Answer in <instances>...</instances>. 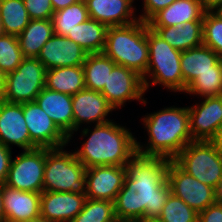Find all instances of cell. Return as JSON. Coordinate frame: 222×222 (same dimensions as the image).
<instances>
[{"instance_id": "cell-43", "label": "cell", "mask_w": 222, "mask_h": 222, "mask_svg": "<svg viewBox=\"0 0 222 222\" xmlns=\"http://www.w3.org/2000/svg\"><path fill=\"white\" fill-rule=\"evenodd\" d=\"M0 222H6L4 203L2 200V185L1 184H0Z\"/></svg>"}, {"instance_id": "cell-8", "label": "cell", "mask_w": 222, "mask_h": 222, "mask_svg": "<svg viewBox=\"0 0 222 222\" xmlns=\"http://www.w3.org/2000/svg\"><path fill=\"white\" fill-rule=\"evenodd\" d=\"M46 69L38 58L25 57L16 70L6 74L3 100L10 103L35 101L45 87Z\"/></svg>"}, {"instance_id": "cell-37", "label": "cell", "mask_w": 222, "mask_h": 222, "mask_svg": "<svg viewBox=\"0 0 222 222\" xmlns=\"http://www.w3.org/2000/svg\"><path fill=\"white\" fill-rule=\"evenodd\" d=\"M141 1L142 5L139 6L140 7L142 6L143 8H141L142 10L137 9V16L139 20L147 23L157 12L167 8L176 0H141Z\"/></svg>"}, {"instance_id": "cell-39", "label": "cell", "mask_w": 222, "mask_h": 222, "mask_svg": "<svg viewBox=\"0 0 222 222\" xmlns=\"http://www.w3.org/2000/svg\"><path fill=\"white\" fill-rule=\"evenodd\" d=\"M13 149H10L8 147H5L3 144L0 143V184H5L10 163L12 160L13 155ZM13 155V156H12Z\"/></svg>"}, {"instance_id": "cell-20", "label": "cell", "mask_w": 222, "mask_h": 222, "mask_svg": "<svg viewBox=\"0 0 222 222\" xmlns=\"http://www.w3.org/2000/svg\"><path fill=\"white\" fill-rule=\"evenodd\" d=\"M41 193L16 190L2 184L6 222H25L40 216Z\"/></svg>"}, {"instance_id": "cell-13", "label": "cell", "mask_w": 222, "mask_h": 222, "mask_svg": "<svg viewBox=\"0 0 222 222\" xmlns=\"http://www.w3.org/2000/svg\"><path fill=\"white\" fill-rule=\"evenodd\" d=\"M23 114L30 139L38 148L56 149L69 145V138L36 101L23 103Z\"/></svg>"}, {"instance_id": "cell-48", "label": "cell", "mask_w": 222, "mask_h": 222, "mask_svg": "<svg viewBox=\"0 0 222 222\" xmlns=\"http://www.w3.org/2000/svg\"><path fill=\"white\" fill-rule=\"evenodd\" d=\"M5 32L2 25L1 15H0V37L4 36Z\"/></svg>"}, {"instance_id": "cell-23", "label": "cell", "mask_w": 222, "mask_h": 222, "mask_svg": "<svg viewBox=\"0 0 222 222\" xmlns=\"http://www.w3.org/2000/svg\"><path fill=\"white\" fill-rule=\"evenodd\" d=\"M204 13L200 0H176L157 12L147 24L149 27H168L189 21H203Z\"/></svg>"}, {"instance_id": "cell-18", "label": "cell", "mask_w": 222, "mask_h": 222, "mask_svg": "<svg viewBox=\"0 0 222 222\" xmlns=\"http://www.w3.org/2000/svg\"><path fill=\"white\" fill-rule=\"evenodd\" d=\"M85 194L43 191L40 199V216L52 222H71L83 209Z\"/></svg>"}, {"instance_id": "cell-42", "label": "cell", "mask_w": 222, "mask_h": 222, "mask_svg": "<svg viewBox=\"0 0 222 222\" xmlns=\"http://www.w3.org/2000/svg\"><path fill=\"white\" fill-rule=\"evenodd\" d=\"M5 80H6V74L0 70V101L3 100L5 92Z\"/></svg>"}, {"instance_id": "cell-32", "label": "cell", "mask_w": 222, "mask_h": 222, "mask_svg": "<svg viewBox=\"0 0 222 222\" xmlns=\"http://www.w3.org/2000/svg\"><path fill=\"white\" fill-rule=\"evenodd\" d=\"M114 202L87 198L81 212L71 222H114Z\"/></svg>"}, {"instance_id": "cell-5", "label": "cell", "mask_w": 222, "mask_h": 222, "mask_svg": "<svg viewBox=\"0 0 222 222\" xmlns=\"http://www.w3.org/2000/svg\"><path fill=\"white\" fill-rule=\"evenodd\" d=\"M149 63L142 76L145 92L153 86L166 92L183 94V76L180 67L182 51L173 48L147 24ZM161 85V86H160Z\"/></svg>"}, {"instance_id": "cell-47", "label": "cell", "mask_w": 222, "mask_h": 222, "mask_svg": "<svg viewBox=\"0 0 222 222\" xmlns=\"http://www.w3.org/2000/svg\"><path fill=\"white\" fill-rule=\"evenodd\" d=\"M216 142H218L219 144L222 145V124H221V127H220V129H219Z\"/></svg>"}, {"instance_id": "cell-46", "label": "cell", "mask_w": 222, "mask_h": 222, "mask_svg": "<svg viewBox=\"0 0 222 222\" xmlns=\"http://www.w3.org/2000/svg\"><path fill=\"white\" fill-rule=\"evenodd\" d=\"M212 13L215 14L222 21V6L215 8Z\"/></svg>"}, {"instance_id": "cell-44", "label": "cell", "mask_w": 222, "mask_h": 222, "mask_svg": "<svg viewBox=\"0 0 222 222\" xmlns=\"http://www.w3.org/2000/svg\"><path fill=\"white\" fill-rule=\"evenodd\" d=\"M216 190V198L218 202H222V178L219 180Z\"/></svg>"}, {"instance_id": "cell-35", "label": "cell", "mask_w": 222, "mask_h": 222, "mask_svg": "<svg viewBox=\"0 0 222 222\" xmlns=\"http://www.w3.org/2000/svg\"><path fill=\"white\" fill-rule=\"evenodd\" d=\"M203 45L222 58V21L212 12L203 15Z\"/></svg>"}, {"instance_id": "cell-29", "label": "cell", "mask_w": 222, "mask_h": 222, "mask_svg": "<svg viewBox=\"0 0 222 222\" xmlns=\"http://www.w3.org/2000/svg\"><path fill=\"white\" fill-rule=\"evenodd\" d=\"M0 15L5 34L18 36L30 22L23 0H0Z\"/></svg>"}, {"instance_id": "cell-17", "label": "cell", "mask_w": 222, "mask_h": 222, "mask_svg": "<svg viewBox=\"0 0 222 222\" xmlns=\"http://www.w3.org/2000/svg\"><path fill=\"white\" fill-rule=\"evenodd\" d=\"M87 52L66 36L53 34L45 43L37 58L45 69L66 66H80L85 62Z\"/></svg>"}, {"instance_id": "cell-22", "label": "cell", "mask_w": 222, "mask_h": 222, "mask_svg": "<svg viewBox=\"0 0 222 222\" xmlns=\"http://www.w3.org/2000/svg\"><path fill=\"white\" fill-rule=\"evenodd\" d=\"M220 59L217 53L205 45L182 51L180 67L183 76V94L199 74L215 72V64Z\"/></svg>"}, {"instance_id": "cell-1", "label": "cell", "mask_w": 222, "mask_h": 222, "mask_svg": "<svg viewBox=\"0 0 222 222\" xmlns=\"http://www.w3.org/2000/svg\"><path fill=\"white\" fill-rule=\"evenodd\" d=\"M169 160L136 153L127 163L124 184L114 201L116 219L141 222L156 219L169 197Z\"/></svg>"}, {"instance_id": "cell-36", "label": "cell", "mask_w": 222, "mask_h": 222, "mask_svg": "<svg viewBox=\"0 0 222 222\" xmlns=\"http://www.w3.org/2000/svg\"><path fill=\"white\" fill-rule=\"evenodd\" d=\"M30 19H52L54 10L50 0H23Z\"/></svg>"}, {"instance_id": "cell-30", "label": "cell", "mask_w": 222, "mask_h": 222, "mask_svg": "<svg viewBox=\"0 0 222 222\" xmlns=\"http://www.w3.org/2000/svg\"><path fill=\"white\" fill-rule=\"evenodd\" d=\"M198 98L222 95V59L215 64V72L199 74L186 88L184 96Z\"/></svg>"}, {"instance_id": "cell-38", "label": "cell", "mask_w": 222, "mask_h": 222, "mask_svg": "<svg viewBox=\"0 0 222 222\" xmlns=\"http://www.w3.org/2000/svg\"><path fill=\"white\" fill-rule=\"evenodd\" d=\"M198 222H222V202L217 201L200 212Z\"/></svg>"}, {"instance_id": "cell-19", "label": "cell", "mask_w": 222, "mask_h": 222, "mask_svg": "<svg viewBox=\"0 0 222 222\" xmlns=\"http://www.w3.org/2000/svg\"><path fill=\"white\" fill-rule=\"evenodd\" d=\"M137 0H88L89 17L107 27L125 26L138 21ZM135 4V5H133Z\"/></svg>"}, {"instance_id": "cell-7", "label": "cell", "mask_w": 222, "mask_h": 222, "mask_svg": "<svg viewBox=\"0 0 222 222\" xmlns=\"http://www.w3.org/2000/svg\"><path fill=\"white\" fill-rule=\"evenodd\" d=\"M174 161L189 175L214 189L222 178V145L216 141L190 142Z\"/></svg>"}, {"instance_id": "cell-24", "label": "cell", "mask_w": 222, "mask_h": 222, "mask_svg": "<svg viewBox=\"0 0 222 222\" xmlns=\"http://www.w3.org/2000/svg\"><path fill=\"white\" fill-rule=\"evenodd\" d=\"M173 48L186 51L203 45V21H189L168 27H149Z\"/></svg>"}, {"instance_id": "cell-45", "label": "cell", "mask_w": 222, "mask_h": 222, "mask_svg": "<svg viewBox=\"0 0 222 222\" xmlns=\"http://www.w3.org/2000/svg\"><path fill=\"white\" fill-rule=\"evenodd\" d=\"M25 222H52V221L47 220L45 217L38 216L36 218L29 219L28 221Z\"/></svg>"}, {"instance_id": "cell-6", "label": "cell", "mask_w": 222, "mask_h": 222, "mask_svg": "<svg viewBox=\"0 0 222 222\" xmlns=\"http://www.w3.org/2000/svg\"><path fill=\"white\" fill-rule=\"evenodd\" d=\"M45 148L43 191L86 193V167L72 149Z\"/></svg>"}, {"instance_id": "cell-31", "label": "cell", "mask_w": 222, "mask_h": 222, "mask_svg": "<svg viewBox=\"0 0 222 222\" xmlns=\"http://www.w3.org/2000/svg\"><path fill=\"white\" fill-rule=\"evenodd\" d=\"M89 18L86 4L78 1L65 9L54 12L52 18L54 33L67 36L75 28V25L83 23Z\"/></svg>"}, {"instance_id": "cell-4", "label": "cell", "mask_w": 222, "mask_h": 222, "mask_svg": "<svg viewBox=\"0 0 222 222\" xmlns=\"http://www.w3.org/2000/svg\"><path fill=\"white\" fill-rule=\"evenodd\" d=\"M103 53L117 65L143 76L149 63L147 23L138 20L125 26L108 27Z\"/></svg>"}, {"instance_id": "cell-11", "label": "cell", "mask_w": 222, "mask_h": 222, "mask_svg": "<svg viewBox=\"0 0 222 222\" xmlns=\"http://www.w3.org/2000/svg\"><path fill=\"white\" fill-rule=\"evenodd\" d=\"M167 182L171 193L182 199L198 214L217 202L214 188L189 175L174 160H169Z\"/></svg>"}, {"instance_id": "cell-34", "label": "cell", "mask_w": 222, "mask_h": 222, "mask_svg": "<svg viewBox=\"0 0 222 222\" xmlns=\"http://www.w3.org/2000/svg\"><path fill=\"white\" fill-rule=\"evenodd\" d=\"M25 57L17 36L5 34L0 37V70L9 74L17 69Z\"/></svg>"}, {"instance_id": "cell-3", "label": "cell", "mask_w": 222, "mask_h": 222, "mask_svg": "<svg viewBox=\"0 0 222 222\" xmlns=\"http://www.w3.org/2000/svg\"><path fill=\"white\" fill-rule=\"evenodd\" d=\"M163 107L140 118L145 141L136 138V150L142 155L174 160L188 143L193 142L188 105Z\"/></svg>"}, {"instance_id": "cell-49", "label": "cell", "mask_w": 222, "mask_h": 222, "mask_svg": "<svg viewBox=\"0 0 222 222\" xmlns=\"http://www.w3.org/2000/svg\"><path fill=\"white\" fill-rule=\"evenodd\" d=\"M141 222H162V221H160L158 218H156V219L143 220Z\"/></svg>"}, {"instance_id": "cell-33", "label": "cell", "mask_w": 222, "mask_h": 222, "mask_svg": "<svg viewBox=\"0 0 222 222\" xmlns=\"http://www.w3.org/2000/svg\"><path fill=\"white\" fill-rule=\"evenodd\" d=\"M158 219L162 222H198V213L182 199L170 193Z\"/></svg>"}, {"instance_id": "cell-40", "label": "cell", "mask_w": 222, "mask_h": 222, "mask_svg": "<svg viewBox=\"0 0 222 222\" xmlns=\"http://www.w3.org/2000/svg\"><path fill=\"white\" fill-rule=\"evenodd\" d=\"M50 1L54 12L65 9L71 4L78 2V0H50Z\"/></svg>"}, {"instance_id": "cell-10", "label": "cell", "mask_w": 222, "mask_h": 222, "mask_svg": "<svg viewBox=\"0 0 222 222\" xmlns=\"http://www.w3.org/2000/svg\"><path fill=\"white\" fill-rule=\"evenodd\" d=\"M101 93L115 111L125 107L126 103L138 101L142 106H147L149 101L143 85L142 76L136 71L121 65H115L108 76ZM148 101V102H147Z\"/></svg>"}, {"instance_id": "cell-2", "label": "cell", "mask_w": 222, "mask_h": 222, "mask_svg": "<svg viewBox=\"0 0 222 222\" xmlns=\"http://www.w3.org/2000/svg\"><path fill=\"white\" fill-rule=\"evenodd\" d=\"M91 127L85 126L76 130L68 141L72 146L71 142L75 143L74 134L76 136L80 133L79 139L83 138L84 142H80L79 147L77 143L73 144L76 145L73 151L86 168L103 165L126 166L137 153V136L133 135L136 133L125 124H119L113 118L107 123Z\"/></svg>"}, {"instance_id": "cell-15", "label": "cell", "mask_w": 222, "mask_h": 222, "mask_svg": "<svg viewBox=\"0 0 222 222\" xmlns=\"http://www.w3.org/2000/svg\"><path fill=\"white\" fill-rule=\"evenodd\" d=\"M0 143L12 149L38 148L30 139L23 114V104L0 101Z\"/></svg>"}, {"instance_id": "cell-26", "label": "cell", "mask_w": 222, "mask_h": 222, "mask_svg": "<svg viewBox=\"0 0 222 222\" xmlns=\"http://www.w3.org/2000/svg\"><path fill=\"white\" fill-rule=\"evenodd\" d=\"M45 87L55 92L75 95L86 88L83 66H66L46 70Z\"/></svg>"}, {"instance_id": "cell-50", "label": "cell", "mask_w": 222, "mask_h": 222, "mask_svg": "<svg viewBox=\"0 0 222 222\" xmlns=\"http://www.w3.org/2000/svg\"><path fill=\"white\" fill-rule=\"evenodd\" d=\"M78 1H80V2H84V3H85V2H87L88 0H78Z\"/></svg>"}, {"instance_id": "cell-9", "label": "cell", "mask_w": 222, "mask_h": 222, "mask_svg": "<svg viewBox=\"0 0 222 222\" xmlns=\"http://www.w3.org/2000/svg\"><path fill=\"white\" fill-rule=\"evenodd\" d=\"M45 148L22 150L12 157L5 185L26 192H43Z\"/></svg>"}, {"instance_id": "cell-28", "label": "cell", "mask_w": 222, "mask_h": 222, "mask_svg": "<svg viewBox=\"0 0 222 222\" xmlns=\"http://www.w3.org/2000/svg\"><path fill=\"white\" fill-rule=\"evenodd\" d=\"M116 63L103 52L89 53L83 63L85 87L101 92Z\"/></svg>"}, {"instance_id": "cell-16", "label": "cell", "mask_w": 222, "mask_h": 222, "mask_svg": "<svg viewBox=\"0 0 222 222\" xmlns=\"http://www.w3.org/2000/svg\"><path fill=\"white\" fill-rule=\"evenodd\" d=\"M125 166H94L86 169V198L114 202L124 184Z\"/></svg>"}, {"instance_id": "cell-14", "label": "cell", "mask_w": 222, "mask_h": 222, "mask_svg": "<svg viewBox=\"0 0 222 222\" xmlns=\"http://www.w3.org/2000/svg\"><path fill=\"white\" fill-rule=\"evenodd\" d=\"M72 109L73 132L83 126L107 123L116 112L101 92L87 88L72 96Z\"/></svg>"}, {"instance_id": "cell-25", "label": "cell", "mask_w": 222, "mask_h": 222, "mask_svg": "<svg viewBox=\"0 0 222 222\" xmlns=\"http://www.w3.org/2000/svg\"><path fill=\"white\" fill-rule=\"evenodd\" d=\"M53 34L52 19H31L25 29L17 36L23 56L37 58Z\"/></svg>"}, {"instance_id": "cell-21", "label": "cell", "mask_w": 222, "mask_h": 222, "mask_svg": "<svg viewBox=\"0 0 222 222\" xmlns=\"http://www.w3.org/2000/svg\"><path fill=\"white\" fill-rule=\"evenodd\" d=\"M35 101L69 138L73 134L72 96L44 87Z\"/></svg>"}, {"instance_id": "cell-27", "label": "cell", "mask_w": 222, "mask_h": 222, "mask_svg": "<svg viewBox=\"0 0 222 222\" xmlns=\"http://www.w3.org/2000/svg\"><path fill=\"white\" fill-rule=\"evenodd\" d=\"M108 27L99 21L89 18L75 25L66 37L80 45L88 54L103 52Z\"/></svg>"}, {"instance_id": "cell-41", "label": "cell", "mask_w": 222, "mask_h": 222, "mask_svg": "<svg viewBox=\"0 0 222 222\" xmlns=\"http://www.w3.org/2000/svg\"><path fill=\"white\" fill-rule=\"evenodd\" d=\"M205 12H212L215 8L222 6V0H200Z\"/></svg>"}, {"instance_id": "cell-12", "label": "cell", "mask_w": 222, "mask_h": 222, "mask_svg": "<svg viewBox=\"0 0 222 222\" xmlns=\"http://www.w3.org/2000/svg\"><path fill=\"white\" fill-rule=\"evenodd\" d=\"M197 100L198 103L188 105L193 141H216L222 124V95Z\"/></svg>"}]
</instances>
